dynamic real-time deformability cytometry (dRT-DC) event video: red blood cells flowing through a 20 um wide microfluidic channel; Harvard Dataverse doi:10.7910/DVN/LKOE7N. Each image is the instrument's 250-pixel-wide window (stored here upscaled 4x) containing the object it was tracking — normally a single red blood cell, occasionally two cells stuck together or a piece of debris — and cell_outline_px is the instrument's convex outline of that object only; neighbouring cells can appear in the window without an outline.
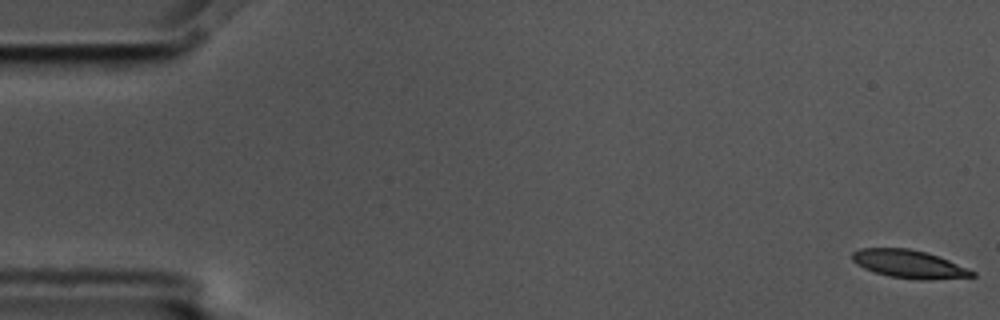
{"species": "common noctule bat (a hibernating species)", "species_latin": "Nyctalus noctula", "temperature_condition": "cold", "stored_images_in_passage": 3, "camera_frame_rate_fps": 3000, "um_per_image_px": 0.085, "animal": {"sex": "male", "body_mass_g": 17.5, "forearm_length_mm": 52.3}, "frame": {"image": 1, "passage_image": 1, "time_ms": 0.0, "image_size_px": [1000, 320], "cell_outline_px": [[976, 276], [920, 280], [888, 276], [864, 268], [856, 264], [852, 260], [852, 252], [860, 248], [908, 248], [924, 252], [948, 260], [976, 272]], "centroid_in_image_um": [77.23, 22.44], "position_along_channel_um": 7.8, "area_um2": 19.31}}